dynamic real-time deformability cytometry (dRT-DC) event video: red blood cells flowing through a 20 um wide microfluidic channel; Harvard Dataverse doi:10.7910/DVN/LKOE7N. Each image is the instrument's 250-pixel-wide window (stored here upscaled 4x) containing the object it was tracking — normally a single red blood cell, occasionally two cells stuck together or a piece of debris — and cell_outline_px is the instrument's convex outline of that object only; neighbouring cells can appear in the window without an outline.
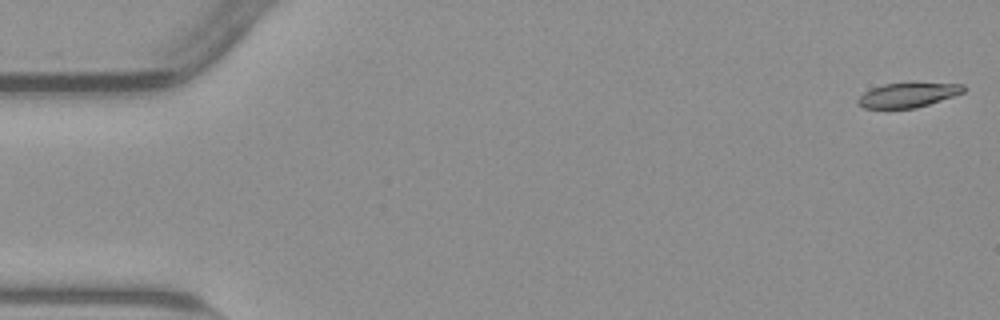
{"species": "common noctule bat (a hibernating species)", "species_latin": "Nyctalus noctula", "temperature_condition": "warm", "stored_images_in_passage": 54, "camera_frame_rate_fps": 3000, "um_per_image_px": 0.085, "animal": {"sex": "male", "body_mass_g": 23.1, "forearm_length_mm": 52.7}, "frame": {"image": 1, "passage_image": 1, "time_ms": 0.0, "image_size_px": [1000, 320], "cell_outline_px": [[968, 88], [964, 92], [916, 108], [864, 108], [856, 104], [856, 100], [864, 92], [872, 88], [884, 84], [964, 84]], "centroid_in_image_um": [77.13, 8.09], "position_along_channel_um": 7.9, "area_um2": 14.74}}
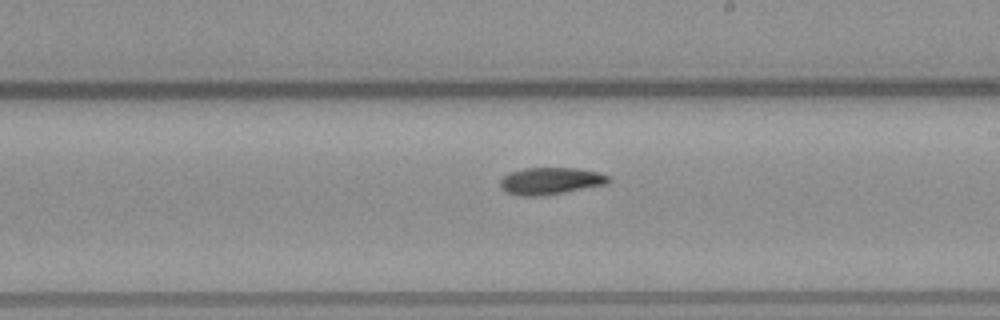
{"frame": {"image": 2, "passage_image": 31, "time_ms": 10.0, "image_size_px": [1000, 320], "cell_outline_px": [[612, 180], [608, 184], [564, 192], [540, 196], [520, 196], [508, 192], [500, 188], [500, 180], [508, 172], [524, 168], [576, 168], [596, 172], [608, 176]], "centroid_in_image_um": [46.78, 15.38], "position_along_channel_um": 242.2, "area_um2": 17.05}}
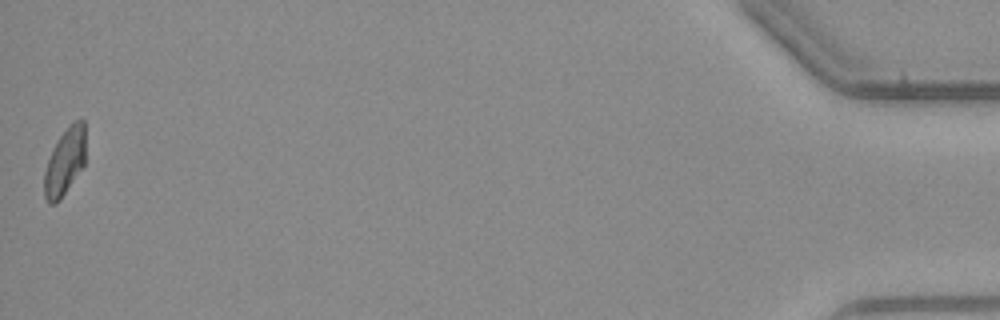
{"frame": {"image": 3, "passage_image": 54, "time_ms": 17.667, "image_size_px": [1000, 320], "cell_outline_px": [[84, 164], [60, 200], [56, 204], [48, 204], [44, 196], [44, 172], [52, 148], [60, 136], [72, 120], [84, 120]], "centroid_in_image_um": [5.48, 13.76], "position_along_channel_um": 429.7, "area_um2": 16.01}}